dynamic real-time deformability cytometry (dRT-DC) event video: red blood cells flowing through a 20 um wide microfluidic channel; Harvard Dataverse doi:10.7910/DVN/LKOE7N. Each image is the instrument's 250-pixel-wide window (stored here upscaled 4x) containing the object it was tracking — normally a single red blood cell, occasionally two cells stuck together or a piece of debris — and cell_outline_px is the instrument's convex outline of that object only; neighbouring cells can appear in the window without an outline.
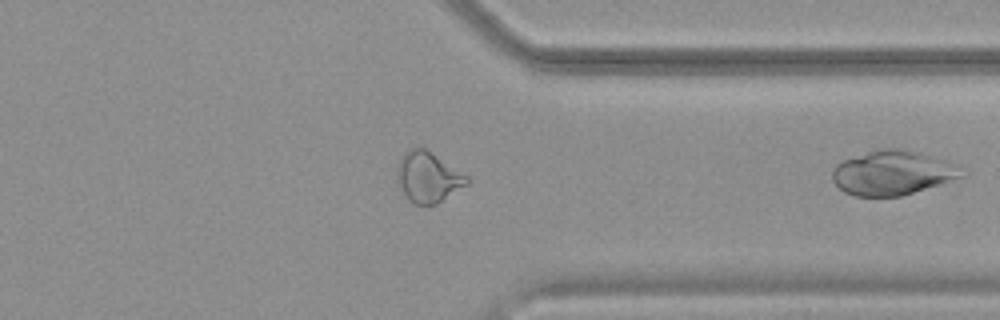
{"species": "common noctule bat (a hibernating species)", "species_latin": "Nyctalus noctula", "temperature_condition": "warm", "stored_images_in_passage": 39, "segment_of_instrument_passage": [2, 2], "camera_frame_rate_fps": 3000, "um_per_image_px": 0.085, "animal": {"sex": "female", "body_mass_g": 19.9}, "frame": {"image": 1, "passage_image": 39, "time_ms": 12.667, "image_size_px": [1000, 320], "cell_outline_px": [[964, 176], [904, 196], [856, 196], [844, 192], [832, 180], [832, 168], [836, 164], [844, 160], [868, 152], [884, 148], [900, 148], [952, 160]], "centroid_in_image_um": [75.88, 14.69], "position_along_channel_um": 335.5, "area_um2": 33.47}}